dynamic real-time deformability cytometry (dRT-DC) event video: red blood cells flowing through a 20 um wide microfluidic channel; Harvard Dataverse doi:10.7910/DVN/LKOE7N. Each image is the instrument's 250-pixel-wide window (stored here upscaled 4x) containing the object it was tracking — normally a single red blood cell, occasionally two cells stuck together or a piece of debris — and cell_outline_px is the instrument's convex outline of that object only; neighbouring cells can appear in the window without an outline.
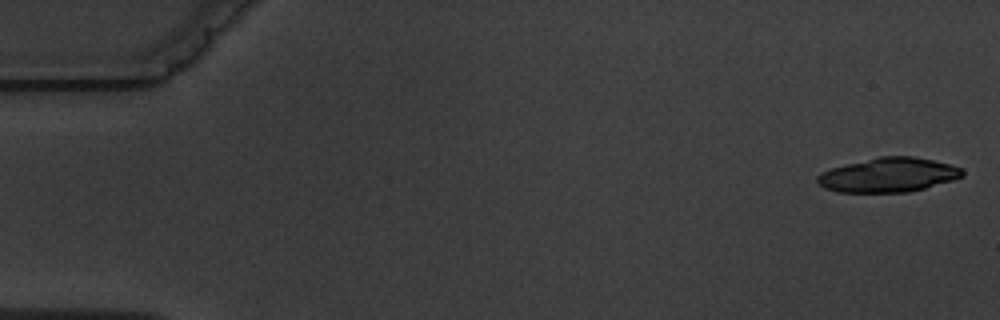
{"species": "common noctule bat (a hibernating species)", "species_latin": "Nyctalus noctula", "temperature_condition": "warm", "stored_images_in_passage": 6, "segment_of_instrument_passage": [1, 2], "camera_frame_rate_fps": 3000, "um_per_image_px": 0.085, "animal": {"sex": "male", "body_mass_g": 19.5, "forearm_length_mm": 54.6}, "frame": {"image": 1, "passage_image": 1, "time_ms": 0.0, "image_size_px": [1000, 320], "cell_outline_px": [[964, 176], [952, 180], [924, 188], [908, 192], [836, 192], [824, 188], [816, 180], [816, 176], [820, 172], [832, 168], [880, 156], [912, 156], [932, 160], [964, 168]], "centroid_in_image_um": [75.51, 14.87], "position_along_channel_um": 9.5, "area_um2": 28.84}}